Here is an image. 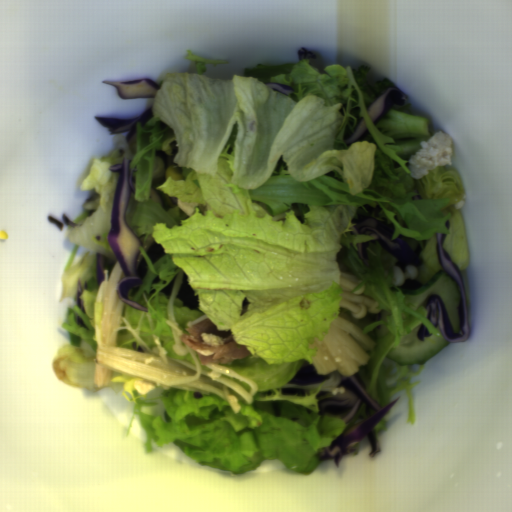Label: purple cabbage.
I'll return each mask as SVG.
<instances>
[{
  "label": "purple cabbage",
  "instance_id": "purple-cabbage-1",
  "mask_svg": "<svg viewBox=\"0 0 512 512\" xmlns=\"http://www.w3.org/2000/svg\"><path fill=\"white\" fill-rule=\"evenodd\" d=\"M339 385L345 389V393L356 397V401H351L348 398L323 399L318 404L322 414L334 413L346 422L355 416L361 405H365L374 411V414L346 428L329 445L317 452L318 460H334L335 466H338L343 455L356 451L354 446L360 443L363 438H367L370 444V458H374L381 451L380 443L375 434V427L386 417L397 402L396 399L385 407L381 406L369 393L366 382L355 375L344 377Z\"/></svg>",
  "mask_w": 512,
  "mask_h": 512
},
{
  "label": "purple cabbage",
  "instance_id": "purple-cabbage-2",
  "mask_svg": "<svg viewBox=\"0 0 512 512\" xmlns=\"http://www.w3.org/2000/svg\"><path fill=\"white\" fill-rule=\"evenodd\" d=\"M109 170L113 173L119 172L110 216V231L106 236L124 273L118 283V295L130 307L146 312L143 304L131 300L129 296L130 289L141 281L136 261L142 243L127 220V206L130 195L134 192L132 178L138 171L132 166V159L127 158L112 165Z\"/></svg>",
  "mask_w": 512,
  "mask_h": 512
},
{
  "label": "purple cabbage",
  "instance_id": "purple-cabbage-3",
  "mask_svg": "<svg viewBox=\"0 0 512 512\" xmlns=\"http://www.w3.org/2000/svg\"><path fill=\"white\" fill-rule=\"evenodd\" d=\"M445 240V234L436 232L438 258L446 273L453 279L458 295L459 333H456L452 326L441 296L434 294L428 297L425 304L427 317L432 325L440 331L443 338L455 343L467 342L470 336L467 294L458 266L444 251Z\"/></svg>",
  "mask_w": 512,
  "mask_h": 512
},
{
  "label": "purple cabbage",
  "instance_id": "purple-cabbage-4",
  "mask_svg": "<svg viewBox=\"0 0 512 512\" xmlns=\"http://www.w3.org/2000/svg\"><path fill=\"white\" fill-rule=\"evenodd\" d=\"M153 113L154 110L152 106H149L144 111H142L137 118L134 119H118L98 116L96 117V120L112 135L121 132H128L124 139L126 143L131 147L138 137L136 124L140 123L144 126L151 120Z\"/></svg>",
  "mask_w": 512,
  "mask_h": 512
},
{
  "label": "purple cabbage",
  "instance_id": "purple-cabbage-5",
  "mask_svg": "<svg viewBox=\"0 0 512 512\" xmlns=\"http://www.w3.org/2000/svg\"><path fill=\"white\" fill-rule=\"evenodd\" d=\"M101 83L116 87L119 97L126 100L155 98L157 91L161 89L158 82L149 78L128 81H113L106 79L101 81Z\"/></svg>",
  "mask_w": 512,
  "mask_h": 512
},
{
  "label": "purple cabbage",
  "instance_id": "purple-cabbage-6",
  "mask_svg": "<svg viewBox=\"0 0 512 512\" xmlns=\"http://www.w3.org/2000/svg\"><path fill=\"white\" fill-rule=\"evenodd\" d=\"M351 229L353 235H370L373 239L381 242L386 248L397 254H406L410 250V246L402 238L390 240L381 232L372 227L365 226L361 227L360 229H357V227L352 226Z\"/></svg>",
  "mask_w": 512,
  "mask_h": 512
},
{
  "label": "purple cabbage",
  "instance_id": "purple-cabbage-7",
  "mask_svg": "<svg viewBox=\"0 0 512 512\" xmlns=\"http://www.w3.org/2000/svg\"><path fill=\"white\" fill-rule=\"evenodd\" d=\"M395 89H387L383 94L378 96L367 109L369 118L375 124L383 112L387 109L390 99Z\"/></svg>",
  "mask_w": 512,
  "mask_h": 512
},
{
  "label": "purple cabbage",
  "instance_id": "purple-cabbage-8",
  "mask_svg": "<svg viewBox=\"0 0 512 512\" xmlns=\"http://www.w3.org/2000/svg\"><path fill=\"white\" fill-rule=\"evenodd\" d=\"M367 132H368V128L365 124L363 117H361L357 123L355 130L352 132V134L348 138L344 139L345 144L348 145L357 140L363 139L367 135Z\"/></svg>",
  "mask_w": 512,
  "mask_h": 512
},
{
  "label": "purple cabbage",
  "instance_id": "purple-cabbage-9",
  "mask_svg": "<svg viewBox=\"0 0 512 512\" xmlns=\"http://www.w3.org/2000/svg\"><path fill=\"white\" fill-rule=\"evenodd\" d=\"M96 257V272H97V285H100L105 280L103 255L95 254Z\"/></svg>",
  "mask_w": 512,
  "mask_h": 512
},
{
  "label": "purple cabbage",
  "instance_id": "purple-cabbage-10",
  "mask_svg": "<svg viewBox=\"0 0 512 512\" xmlns=\"http://www.w3.org/2000/svg\"><path fill=\"white\" fill-rule=\"evenodd\" d=\"M265 85L268 87V88H272V89H275L281 93H284V94H289L292 92L293 88H291L290 86H288L287 84H281V83H275V82H266Z\"/></svg>",
  "mask_w": 512,
  "mask_h": 512
},
{
  "label": "purple cabbage",
  "instance_id": "purple-cabbage-11",
  "mask_svg": "<svg viewBox=\"0 0 512 512\" xmlns=\"http://www.w3.org/2000/svg\"><path fill=\"white\" fill-rule=\"evenodd\" d=\"M418 330H417V333H416V338L419 340V341H423L425 340V337H429V336H433L431 331L429 330V328L425 325V324H420L418 325Z\"/></svg>",
  "mask_w": 512,
  "mask_h": 512
},
{
  "label": "purple cabbage",
  "instance_id": "purple-cabbage-12",
  "mask_svg": "<svg viewBox=\"0 0 512 512\" xmlns=\"http://www.w3.org/2000/svg\"><path fill=\"white\" fill-rule=\"evenodd\" d=\"M82 293H83V290H82L80 279H77V283H76V305H77L78 308H80L85 313L83 299L80 298Z\"/></svg>",
  "mask_w": 512,
  "mask_h": 512
},
{
  "label": "purple cabbage",
  "instance_id": "purple-cabbage-13",
  "mask_svg": "<svg viewBox=\"0 0 512 512\" xmlns=\"http://www.w3.org/2000/svg\"><path fill=\"white\" fill-rule=\"evenodd\" d=\"M356 247H357L356 253H357L358 257L360 258L361 261L366 262L367 258L364 253L363 242L356 243Z\"/></svg>",
  "mask_w": 512,
  "mask_h": 512
}]
</instances>
